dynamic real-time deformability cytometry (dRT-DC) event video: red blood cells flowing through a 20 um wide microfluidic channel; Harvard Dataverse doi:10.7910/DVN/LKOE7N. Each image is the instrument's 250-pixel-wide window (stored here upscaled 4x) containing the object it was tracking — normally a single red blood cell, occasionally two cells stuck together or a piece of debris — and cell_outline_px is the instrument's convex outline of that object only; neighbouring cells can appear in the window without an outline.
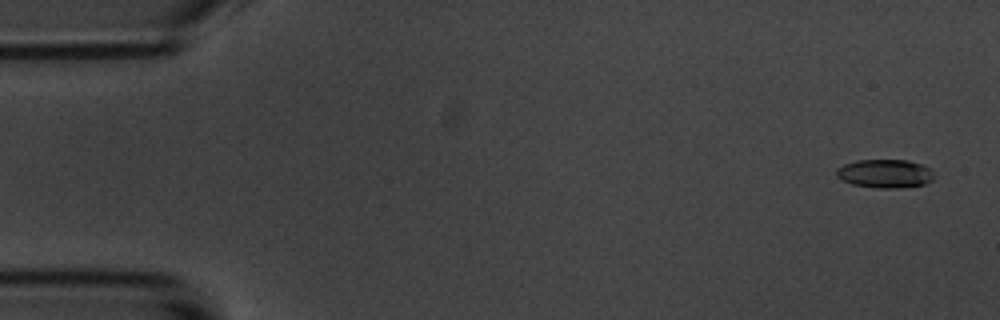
{"species": "common noctule bat (a hibernating species)", "species_latin": "Nyctalus noctula", "temperature_condition": "room temperature", "stored_images_in_passage": 57, "camera_frame_rate_fps": 3000, "um_per_image_px": 0.085, "animal": {"sex": "male", "body_mass_g": 20.1, "forearm_length_mm": 53.5}, "frame": {"image": 1, "passage_image": 3, "time_ms": 0.667, "image_size_px": [1000, 320], "cell_outline_px": [[932, 180], [924, 184], [896, 188], [876, 188], [852, 184], [836, 176], [836, 168], [844, 164], [856, 160], [908, 160], [920, 164], [928, 168], [932, 172]], "centroid_in_image_um": [75.18, 14.75], "position_along_channel_um": 9.8, "area_um2": 16.07}}
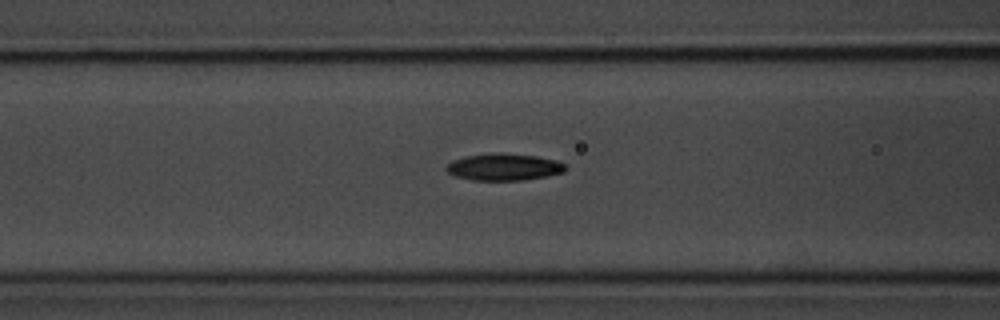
{"frame": {"image": 2, "passage_image": 23, "time_ms": 7.333, "image_size_px": [1000, 320], "cell_outline_px": [[568, 168], [564, 172], [524, 180], [472, 180], [456, 176], [448, 172], [444, 168], [452, 160], [468, 156], [496, 152], [504, 152], [536, 156], [556, 160], [564, 164]], "centroid_in_image_um": [42.84, 14.18], "position_along_channel_um": 123.8, "area_um2": 18.67}}
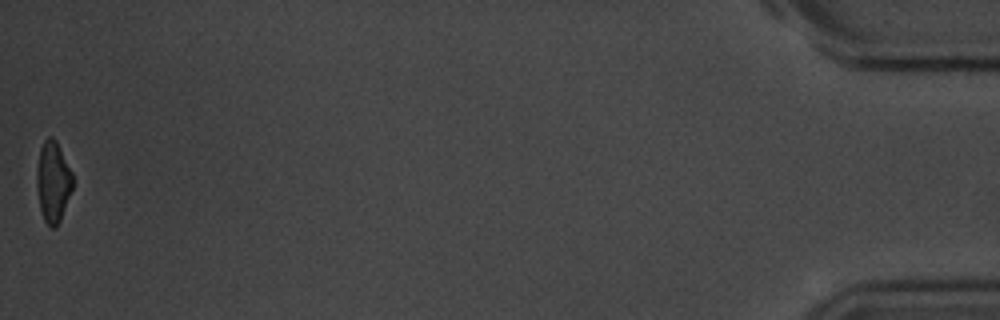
{"frame": {"image": 3, "passage_image": 57, "time_ms": 18.667, "image_size_px": [1000, 320], "cell_outline_px": [[72, 188], [60, 220], [56, 228], [52, 228], [44, 220], [40, 208], [36, 184], [36, 172], [40, 148], [44, 140], [48, 136], [52, 136], [56, 140], [72, 172]], "centroid_in_image_um": [4.49, 15.43], "position_along_channel_um": 430.7, "area_um2": 16.82}, "authors_computed_cell_mechanics": {"area_um2": 17.7446, "velocity_mm_per_s": 3.5747, "shape_relaxation_time_tau1_ms": 3.2516, "shape_relaxation_time_tau2_ms": null, "deformation_change_tau1": 0.1455, "deformation_change_tau2": null}}